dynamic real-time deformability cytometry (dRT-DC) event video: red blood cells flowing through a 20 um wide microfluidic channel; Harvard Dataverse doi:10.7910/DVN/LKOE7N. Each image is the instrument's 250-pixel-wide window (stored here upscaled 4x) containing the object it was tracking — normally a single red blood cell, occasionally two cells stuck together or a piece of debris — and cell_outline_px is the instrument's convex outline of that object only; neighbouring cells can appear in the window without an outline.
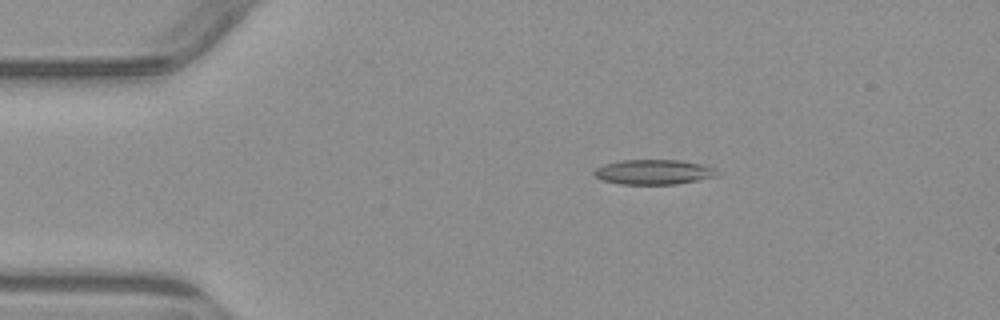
{"species": "common noctule bat (a hibernating species)", "species_latin": "Nyctalus noctula", "temperature_condition": "warm", "stored_images_in_passage": 4, "camera_frame_rate_fps": 3000, "um_per_image_px": 0.085, "animal": {"sex": "male", "body_mass_g": 23.1, "forearm_length_mm": 52.7}, "frame": {"image": 1, "passage_image": 2, "time_ms": 1.0, "image_size_px": [1000, 320], "cell_outline_px": [[716, 176], [676, 184], [620, 184], [600, 180], [592, 172], [596, 168], [604, 164], [620, 160], [680, 160], [700, 164], [712, 168], [716, 172]], "centroid_in_image_um": [55.47, 14.62], "position_along_channel_um": 29.5, "area_um2": 17.63}}
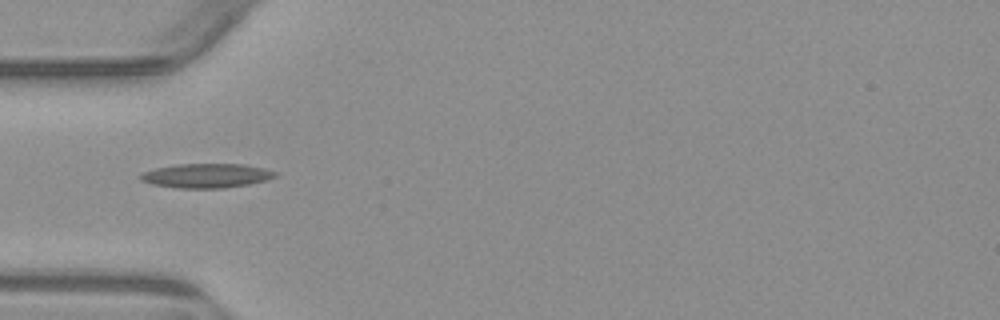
{"frame": {"image": 2, "passage_image": 4, "time_ms": 3.333, "image_size_px": [1000, 320], "cell_outline_px": [[276, 176], [264, 180], [248, 184], [224, 188], [176, 188], [152, 184], [140, 180], [140, 172], [156, 168], [176, 164], [244, 164], [264, 168], [276, 172]], "centroid_in_image_um": [17.5, 14.93], "position_along_channel_um": 67.5, "area_um2": 19.02}}